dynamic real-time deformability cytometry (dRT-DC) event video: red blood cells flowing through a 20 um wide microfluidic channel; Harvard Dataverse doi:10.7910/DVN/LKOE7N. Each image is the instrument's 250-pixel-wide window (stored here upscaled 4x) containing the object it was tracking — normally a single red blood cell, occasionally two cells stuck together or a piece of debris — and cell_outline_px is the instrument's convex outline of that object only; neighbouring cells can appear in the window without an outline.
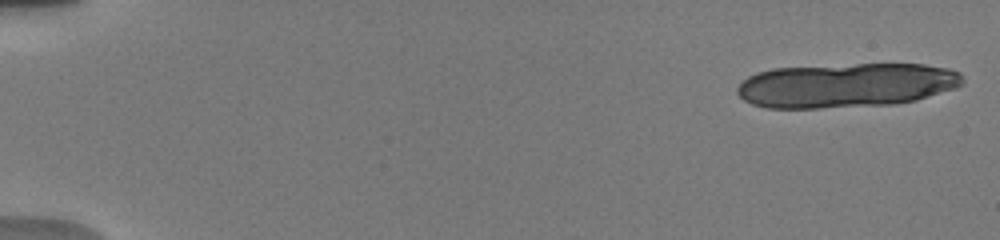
{"species": "human", "species_latin": "Homo sapiens", "temperature_condition": "warm", "stored_images_in_passage": 39, "camera_frame_rate_fps": 3000, "um_per_image_px": 0.085, "donor": {"sex": "male"}, "frame": {"image": 1, "passage_image": 3, "time_ms": 0.333, "image_size_px": [1000, 240], "cell_outline_px": [[964, 84], [956, 88], [916, 100], [896, 104], [816, 108], [768, 108], [752, 104], [744, 100], [736, 92], [736, 88], [748, 76], [756, 72], [772, 68], [856, 64], [924, 64], [948, 68], [960, 72], [964, 80]], "centroid_in_image_um": [71.94, 7.24], "position_along_channel_um": 13.1, "area_um2": 58.61}}